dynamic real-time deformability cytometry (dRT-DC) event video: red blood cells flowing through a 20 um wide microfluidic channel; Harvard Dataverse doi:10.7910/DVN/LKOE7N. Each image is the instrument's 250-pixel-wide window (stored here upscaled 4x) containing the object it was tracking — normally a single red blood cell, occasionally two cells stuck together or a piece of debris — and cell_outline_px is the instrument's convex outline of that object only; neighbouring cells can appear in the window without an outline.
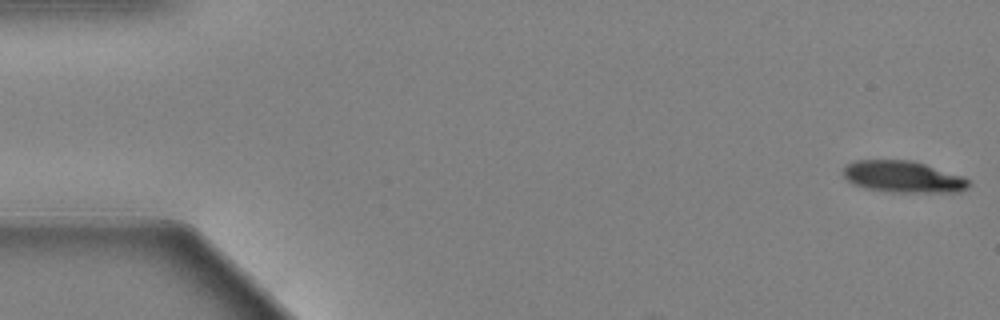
{"species": "Egyptian fruit bat (a non-hibernating species)", "species_latin": "Rousettus aegyptiacus", "temperature_condition": "warm", "stored_images_in_passage": 60, "camera_frame_rate_fps": 3000, "um_per_image_px": 0.085, "animal": {"sex": "female"}, "frame": {"image": 1, "passage_image": 1, "time_ms": 0.0, "image_size_px": [1000, 320], "cell_outline_px": [[972, 184], [968, 188], [956, 192], [892, 192], [864, 188], [852, 184], [844, 176], [844, 168], [848, 164], [856, 160], [912, 160], [964, 176], [972, 180]], "centroid_in_image_um": [76.82, 15.03], "position_along_channel_um": 8.2, "area_um2": 23.29}}
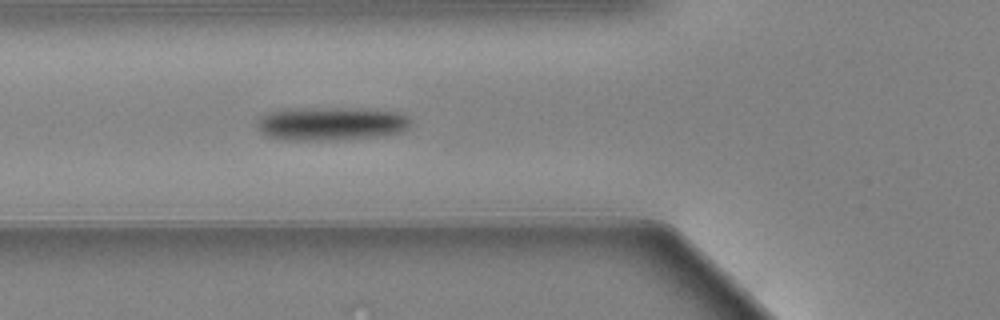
{"frame": {"image": 2, "passage_image": 22, "time_ms": 7.0, "image_size_px": [1000, 320], "cell_outline_px": [[408, 128], [400, 132], [380, 136], [336, 140], [284, 140], [264, 136], [256, 128], [256, 124], [260, 116], [264, 112], [284, 108], [348, 108], [400, 112], [408, 116]], "centroid_in_image_um": [28.02, 10.51], "position_along_channel_um": 97.8, "area_um2": 30.4}}
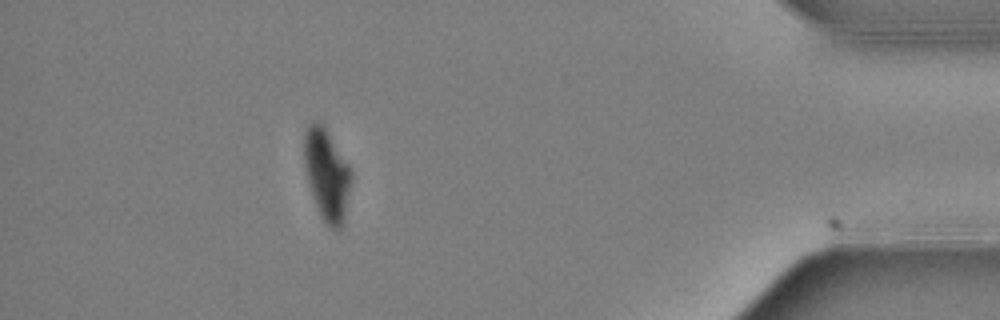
{"frame": {"image": 3, "passage_image": 54, "time_ms": 17.667, "image_size_px": [1000, 320], "cell_outline_px": [[352, 176], [344, 224], [340, 228], [332, 228], [320, 216], [312, 196], [304, 164], [304, 132], [308, 124], [312, 120], [316, 120], [324, 124], [348, 164], [352, 172]], "centroid_in_image_um": [27.78, 14.8], "position_along_channel_um": 407.4, "area_um2": 25.26}, "authors_computed_cell_mechanics": {"area_um2": 26.1545, "velocity_mm_per_s": 3.3829, "shape_relaxation_time_tau1_ms": 3.165, "shape_relaxation_time_tau2_ms": null, "deformation_change_tau1": 0.1535, "deformation_change_tau2": null}}